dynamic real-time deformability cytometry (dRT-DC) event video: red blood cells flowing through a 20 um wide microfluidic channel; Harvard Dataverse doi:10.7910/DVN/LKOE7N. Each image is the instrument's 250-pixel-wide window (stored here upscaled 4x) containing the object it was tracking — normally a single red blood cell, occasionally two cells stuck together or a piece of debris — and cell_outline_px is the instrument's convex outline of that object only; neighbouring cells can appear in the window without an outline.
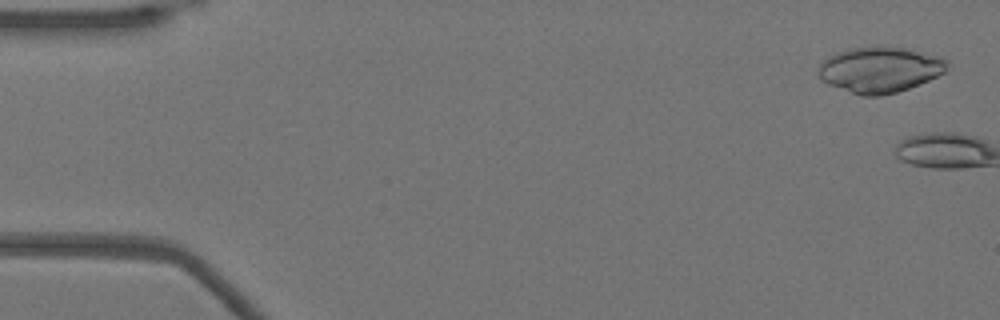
{"species": "Egyptian fruit bat (a non-hibernating species)", "species_latin": "Rousettus aegyptiacus", "temperature_condition": "warm", "stored_images_in_passage": 4, "camera_frame_rate_fps": 3000, "um_per_image_px": 0.085, "animal": {"sex": "female"}, "frame": {"image": 1, "passage_image": 2, "time_ms": 0.333, "image_size_px": [1000, 320], "cell_outline_px": [[948, 68], [944, 72], [920, 84], [896, 92], [880, 96], [860, 96], [828, 84], [820, 80], [816, 76], [816, 72], [820, 64], [828, 56], [836, 52], [848, 48], [876, 44], [908, 48], [940, 56], [948, 60]], "centroid_in_image_um": [74.75, 5.89], "position_along_channel_um": 10.2, "area_um2": 35.14}}